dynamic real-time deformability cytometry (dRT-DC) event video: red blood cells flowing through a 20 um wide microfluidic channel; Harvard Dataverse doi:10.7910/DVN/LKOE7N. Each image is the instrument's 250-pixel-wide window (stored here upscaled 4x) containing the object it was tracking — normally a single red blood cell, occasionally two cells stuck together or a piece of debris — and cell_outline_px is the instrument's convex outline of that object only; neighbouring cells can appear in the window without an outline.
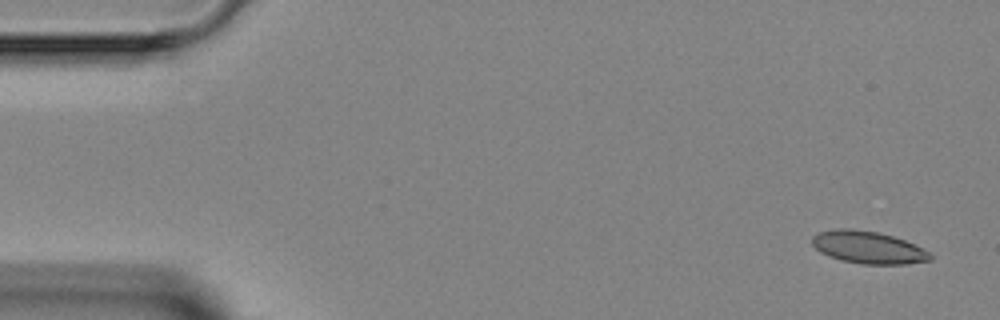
{"species": "Egyptian fruit bat (a non-hibernating species)", "species_latin": "Rousettus aegyptiacus", "temperature_condition": "room temperature", "stored_images_in_passage": 5, "segment_of_instrument_passage": [2, 2], "camera_frame_rate_fps": 3000, "um_per_image_px": 0.085, "animal": {"sex": "female"}, "frame": {"image": 1, "passage_image": 5, "time_ms": 4.667, "image_size_px": [1000, 320], "cell_outline_px": [[932, 260], [904, 264], [860, 264], [840, 260], [828, 256], [820, 252], [812, 244], [812, 236], [816, 232], [836, 228], [852, 228], [876, 232], [892, 236], [904, 240], [928, 252], [932, 256]], "centroid_in_image_um": [73.72, 21.02], "position_along_channel_um": 11.3, "area_um2": 22.25}}